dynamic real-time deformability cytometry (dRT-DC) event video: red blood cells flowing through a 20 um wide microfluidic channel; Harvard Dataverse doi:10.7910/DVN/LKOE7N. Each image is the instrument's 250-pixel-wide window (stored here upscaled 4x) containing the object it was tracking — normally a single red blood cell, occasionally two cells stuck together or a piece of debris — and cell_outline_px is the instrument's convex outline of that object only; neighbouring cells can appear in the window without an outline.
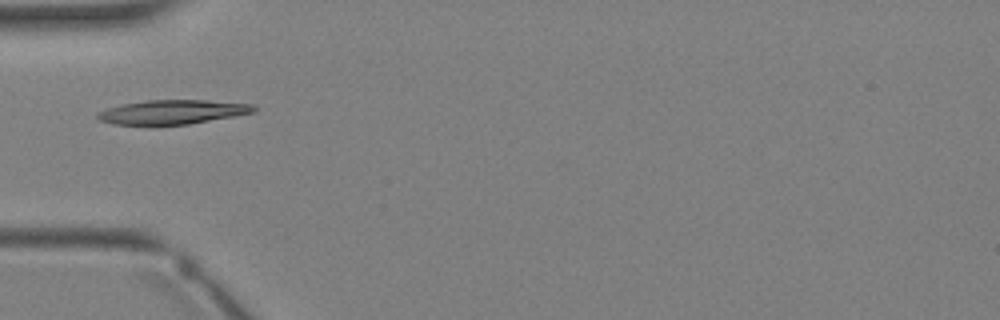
{"species": "Egyptian fruit bat (a non-hibernating species)", "species_latin": "Rousettus aegyptiacus", "temperature_condition": "warm", "stored_images_in_passage": 4, "camera_frame_rate_fps": 3000, "um_per_image_px": 0.085, "animal": {"sex": "female"}, "frame": {"image": 1, "passage_image": 4, "time_ms": 3.333, "image_size_px": [1000, 320], "cell_outline_px": [[256, 112], [188, 124], [156, 128], [152, 128], [112, 124], [100, 120], [96, 116], [96, 112], [120, 104], [144, 100], [204, 100], [252, 104], [256, 108]], "centroid_in_image_um": [14.54, 9.56], "position_along_channel_um": 70.5, "area_um2": 23.0}}